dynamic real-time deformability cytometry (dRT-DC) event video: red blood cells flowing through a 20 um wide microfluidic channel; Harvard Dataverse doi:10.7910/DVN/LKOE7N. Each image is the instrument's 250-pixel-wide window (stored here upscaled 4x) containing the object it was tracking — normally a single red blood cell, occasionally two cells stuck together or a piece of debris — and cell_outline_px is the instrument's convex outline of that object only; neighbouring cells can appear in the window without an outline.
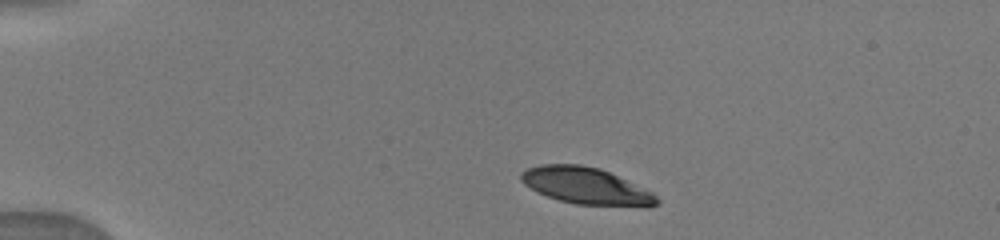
{"species": "human", "species_latin": "Homo sapiens", "temperature_condition": "warm", "stored_images_in_passage": 53, "camera_frame_rate_fps": 3000, "um_per_image_px": 0.085, "donor": {"sex": "male"}, "frame": {"image": 1, "passage_image": 1, "time_ms": 0.0, "image_size_px": [1000, 240], "cell_outline_px": [[660, 204], [648, 208], [644, 208], [576, 204], [560, 200], [536, 192], [524, 184], [520, 180], [520, 172], [528, 168], [540, 164], [580, 164], [600, 168], [652, 192], [660, 200]], "centroid_in_image_um": [49.85, 15.82], "position_along_channel_um": 35.1, "area_um2": 29.42}}
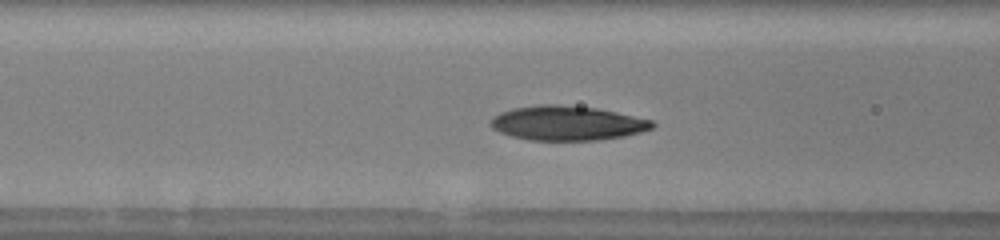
{"frame": {"image": 2, "passage_image": 16, "time_ms": 3.667, "image_size_px": [1000, 240], "cell_outline_px": [[656, 124], [652, 128], [640, 132], [624, 136], [596, 140], [532, 140], [512, 136], [500, 132], [492, 128], [488, 124], [492, 116], [500, 112], [512, 108], [540, 104], [556, 104], [596, 108], [616, 112], [652, 120]], "centroid_in_image_um": [48.17, 10.46], "position_along_channel_um": 118.4, "area_um2": 32.48}}
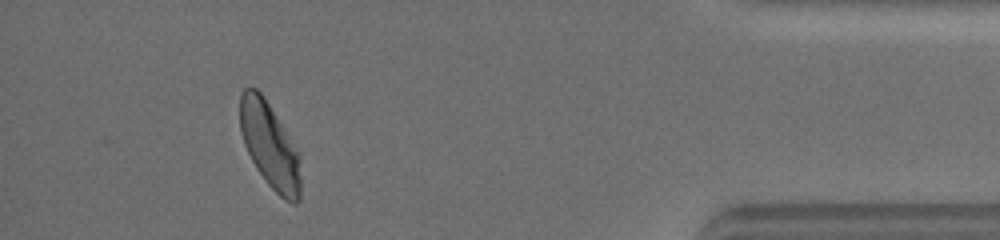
{"frame": {"image": 3, "passage_image": 48, "time_ms": 12.0, "image_size_px": [1000, 240], "cell_outline_px": [[300, 200], [296, 204], [292, 204], [284, 200], [268, 184], [256, 168], [244, 144], [240, 132], [240, 92], [244, 88], [256, 88], [264, 96], [300, 152]], "centroid_in_image_um": [22.94, 12.36], "position_along_channel_um": 412.3, "area_um2": 30.58}}